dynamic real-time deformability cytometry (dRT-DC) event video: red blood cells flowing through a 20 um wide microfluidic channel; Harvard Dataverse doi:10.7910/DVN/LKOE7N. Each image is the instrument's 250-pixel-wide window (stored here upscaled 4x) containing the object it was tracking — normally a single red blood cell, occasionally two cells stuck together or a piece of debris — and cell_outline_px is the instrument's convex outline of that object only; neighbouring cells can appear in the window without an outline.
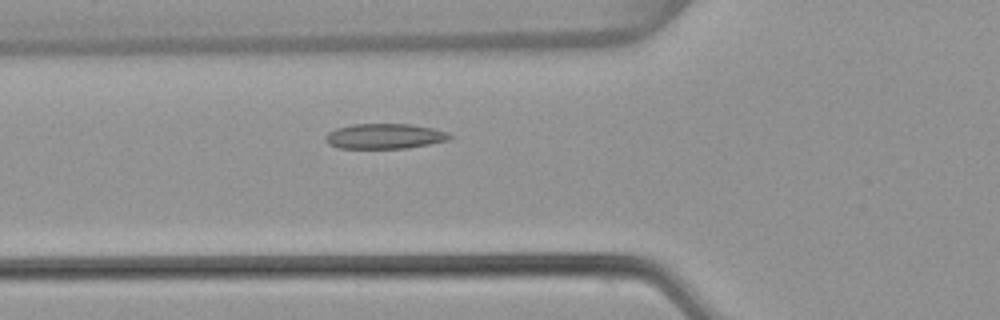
{"species": "common noctule bat (a hibernating species)", "species_latin": "Nyctalus noctula", "temperature_condition": "warm", "stored_images_in_passage": 51, "camera_frame_rate_fps": 3000, "um_per_image_px": 0.085, "animal": {"sex": "female", "body_mass_g": 22.7, "forearm_length_mm": 54.2}, "frame": {"image": 1, "passage_image": 17, "time_ms": 5.333, "image_size_px": [1000, 320], "cell_outline_px": [[452, 136], [448, 140], [408, 148], [340, 148], [328, 144], [324, 140], [324, 136], [328, 132], [336, 128], [352, 124], [412, 124], [432, 128], [448, 132]], "centroid_in_image_um": [32.66, 11.57], "position_along_channel_um": 93.1, "area_um2": 18.26}}
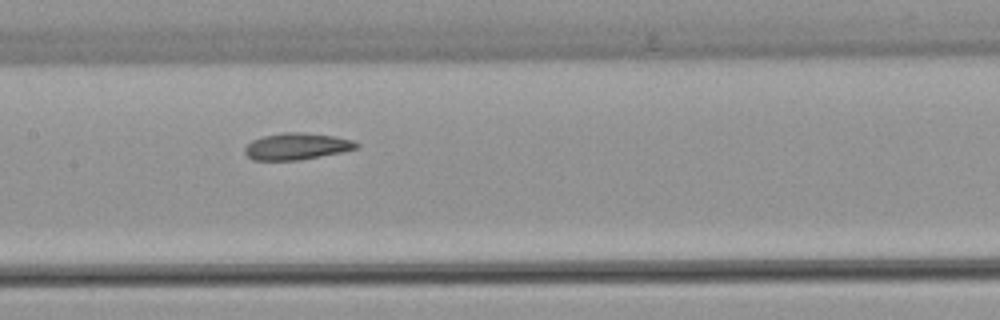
{"frame": {"image": 2, "passage_image": 24, "time_ms": 7.667, "image_size_px": [1000, 320], "cell_outline_px": [[360, 148], [300, 160], [252, 160], [244, 152], [244, 148], [252, 140], [264, 136], [284, 132], [304, 132], [332, 136], [352, 140], [360, 144]], "centroid_in_image_um": [25.22, 12.44], "position_along_channel_um": 182.2, "area_um2": 17.28}}
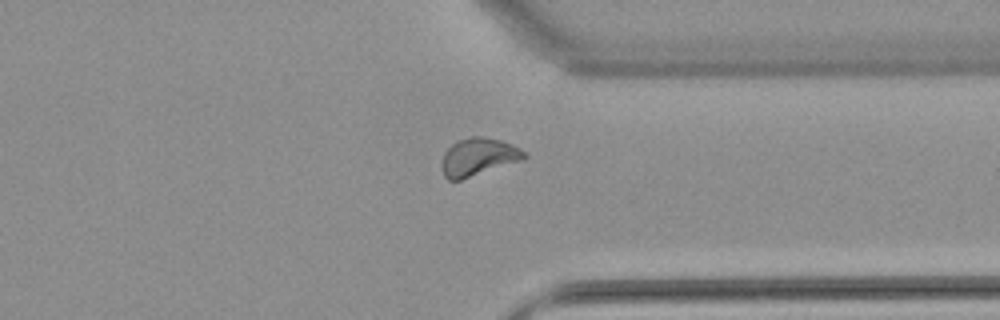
{"frame": {"image": 3, "passage_image": 39, "time_ms": 12.667, "image_size_px": [1000, 320], "cell_outline_px": [[528, 156], [524, 160], [460, 180], [448, 180], [444, 176], [440, 168], [440, 164], [444, 152], [456, 140], [472, 136], [480, 136], [500, 140], [512, 144], [520, 148]], "centroid_in_image_um": [40.64, 13.34], "position_along_channel_um": 370.8, "area_um2": 18.38}, "authors_computed_cell_mechanics": {"area_um2": 17.7446, "velocity_mm_per_s": 3.799, "shape_relaxation_time_tau1_ms": null, "shape_relaxation_time_tau2_ms": 5.2124, "deformation_change_tau1": null, "deformation_change_tau2": 0.0863}}